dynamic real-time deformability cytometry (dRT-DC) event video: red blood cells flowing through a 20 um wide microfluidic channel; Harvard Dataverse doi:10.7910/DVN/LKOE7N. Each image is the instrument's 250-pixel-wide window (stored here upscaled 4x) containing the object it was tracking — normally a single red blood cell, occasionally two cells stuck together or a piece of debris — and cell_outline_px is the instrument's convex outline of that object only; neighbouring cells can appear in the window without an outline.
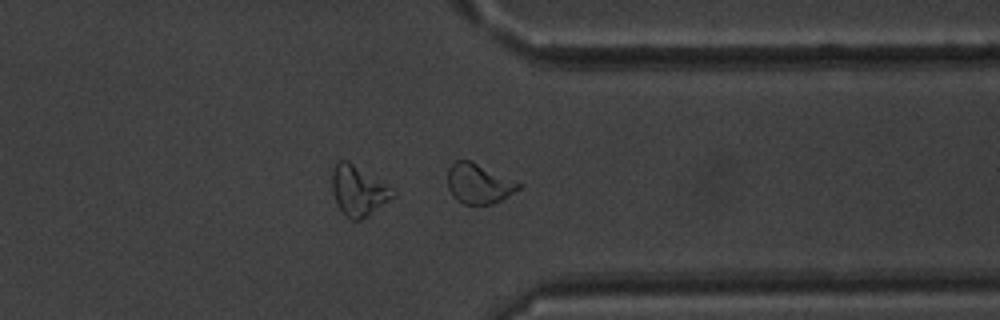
{"species": "common noctule bat (a hibernating species)", "species_latin": "Nyctalus noctula", "temperature_condition": "warm", "stored_images_in_passage": 39, "camera_frame_rate_fps": 3000, "um_per_image_px": 0.085, "animal": {"sex": "male", "body_mass_g": 20.1, "forearm_length_mm": 53.5}, "frame": {"image": 1, "passage_image": 39, "time_ms": 12.667, "image_size_px": [1000, 320], "cell_outline_px": [[524, 184], [520, 188], [500, 200], [492, 204], [464, 204], [456, 200], [452, 196], [448, 188], [448, 168], [456, 160], [468, 160]], "centroid_in_image_um": [40.68, 15.62], "position_along_channel_um": 370.7, "area_um2": 16.36}, "authors_computed_cell_mechanics": {"area_um2": 16.1262, "velocity_mm_per_s": 3.9518, "shape_relaxation_time_tau1_ms": null, "shape_relaxation_time_tau2_ms": 6.4227, "deformation_change_tau1": null, "deformation_change_tau2": 0.1613}}